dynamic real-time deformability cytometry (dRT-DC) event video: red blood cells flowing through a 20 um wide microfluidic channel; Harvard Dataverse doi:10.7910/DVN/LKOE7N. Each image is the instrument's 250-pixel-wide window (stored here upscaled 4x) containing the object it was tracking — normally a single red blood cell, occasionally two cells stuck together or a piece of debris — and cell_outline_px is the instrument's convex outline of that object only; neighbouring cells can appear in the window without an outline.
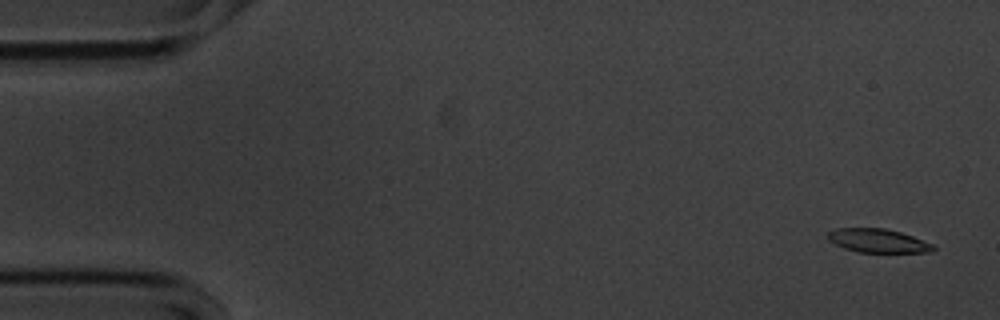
{"species": "common noctule bat (a hibernating species)", "species_latin": "Nyctalus noctula", "temperature_condition": "cold", "stored_images_in_passage": 17, "camera_frame_rate_fps": 3000, "um_per_image_px": 0.085, "animal": {"sex": "male", "body_mass_g": 20.1, "forearm_length_mm": 53.5}, "frame": {"image": 1, "passage_image": 3, "time_ms": 0.667, "image_size_px": [1000, 320], "cell_outline_px": [[936, 248], [932, 252], [856, 252], [844, 248], [828, 240], [828, 232], [836, 228], [884, 228], [900, 232], [912, 236], [932, 244]], "centroid_in_image_um": [74.61, 20.46], "position_along_channel_um": 10.4, "area_um2": 14.45}}
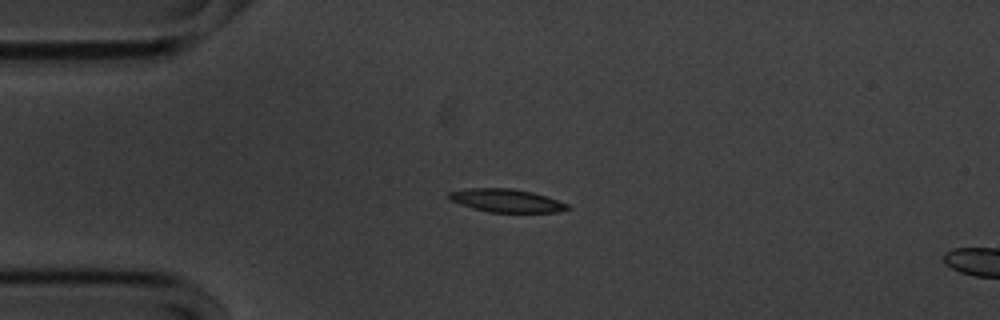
{"frame": {"image": 2, "passage_image": 14, "time_ms": 4.333, "image_size_px": [1000, 320], "cell_outline_px": [[572, 208], [556, 212], [488, 212], [472, 208], [460, 204], [452, 200], [448, 196], [448, 192], [468, 188], [512, 188], [532, 192], [548, 196], [568, 204]], "centroid_in_image_um": [43.07, 17.04], "position_along_channel_um": 41.9, "area_um2": 16.01}}